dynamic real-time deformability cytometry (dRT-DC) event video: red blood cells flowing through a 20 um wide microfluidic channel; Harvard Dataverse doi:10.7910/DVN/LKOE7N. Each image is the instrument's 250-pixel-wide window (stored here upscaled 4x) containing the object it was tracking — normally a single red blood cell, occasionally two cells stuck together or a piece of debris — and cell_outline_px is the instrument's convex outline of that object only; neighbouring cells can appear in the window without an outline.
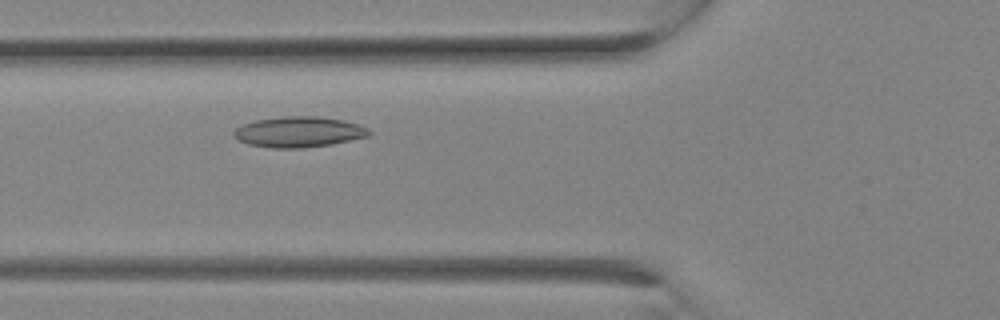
{"species": "Egyptian fruit bat (a non-hibernating species)", "species_latin": "Rousettus aegyptiacus", "temperature_condition": "room temperature", "stored_images_in_passage": 15, "camera_frame_rate_fps": 3000, "um_per_image_px": 0.085, "animal": {"sex": "female"}, "frame": {"image": 1, "passage_image": 7, "time_ms": 2.0, "image_size_px": [1000, 320], "cell_outline_px": [[372, 132], [368, 136], [332, 144], [304, 148], [272, 148], [248, 144], [240, 140], [232, 132], [236, 128], [244, 124], [256, 120], [284, 116], [320, 116], [344, 120], [368, 128]], "centroid_in_image_um": [25.42, 11.21], "position_along_channel_um": 100.4, "area_um2": 24.04}}
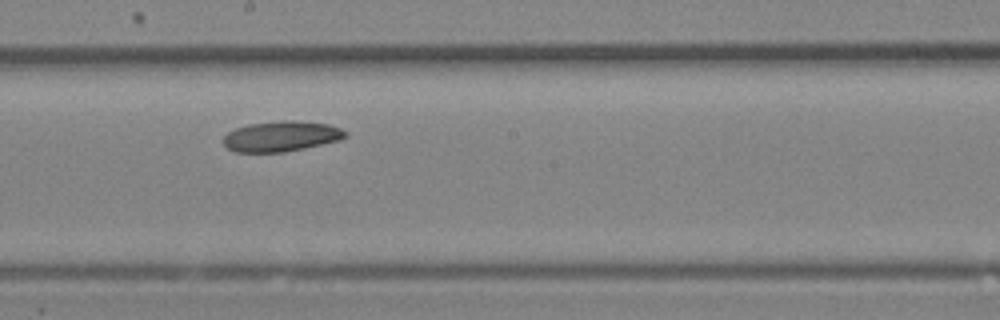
{"frame": {"image": 2, "passage_image": 12, "time_ms": 3.667, "image_size_px": [1000, 320], "cell_outline_px": [[348, 136], [340, 140], [304, 148], [284, 152], [236, 152], [228, 148], [220, 140], [228, 132], [236, 128], [248, 124], [280, 120], [292, 120], [328, 124], [340, 128], [348, 132]], "centroid_in_image_um": [23.9, 11.58], "position_along_channel_um": 224.3, "area_um2": 21.73}}
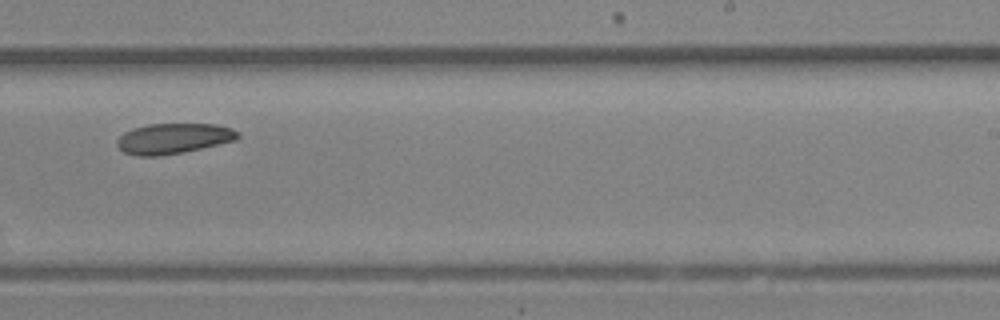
{"frame": {"image": 3, "passage_image": 14, "time_ms": 4.333, "image_size_px": [1000, 320], "cell_outline_px": [[240, 136], [236, 140], [184, 152], [160, 156], [136, 156], [124, 152], [116, 144], [116, 140], [124, 132], [132, 128], [148, 124], [216, 124], [232, 128], [240, 132]], "centroid_in_image_um": [14.74, 11.77], "position_along_channel_um": 274.3, "area_um2": 21.56}}